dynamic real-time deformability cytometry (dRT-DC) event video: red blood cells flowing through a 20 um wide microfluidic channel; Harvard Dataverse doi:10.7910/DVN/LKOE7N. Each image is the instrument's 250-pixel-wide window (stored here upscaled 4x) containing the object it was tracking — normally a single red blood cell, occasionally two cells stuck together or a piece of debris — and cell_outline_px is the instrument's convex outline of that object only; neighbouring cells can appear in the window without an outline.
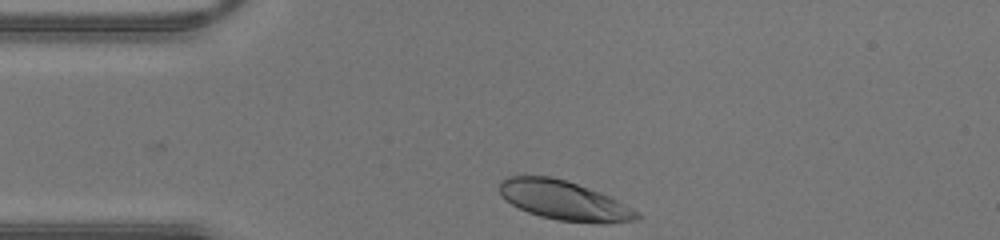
{"species": "human", "species_latin": "Homo sapiens", "temperature_condition": "warm", "stored_images_in_passage": 25, "camera_frame_rate_fps": 3000, "um_per_image_px": 0.085, "donor": {"sex": "male"}, "frame": {"image": 1, "passage_image": 1, "time_ms": 0.0, "image_size_px": [1000, 240], "cell_outline_px": [[640, 216], [636, 220], [604, 224], [600, 224], [556, 220], [540, 216], [528, 212], [504, 200], [496, 188], [500, 180], [508, 176], [552, 176], [600, 192], [640, 212]], "centroid_in_image_um": [47.9, 17.04], "position_along_channel_um": 37.1, "area_um2": 31.62}}
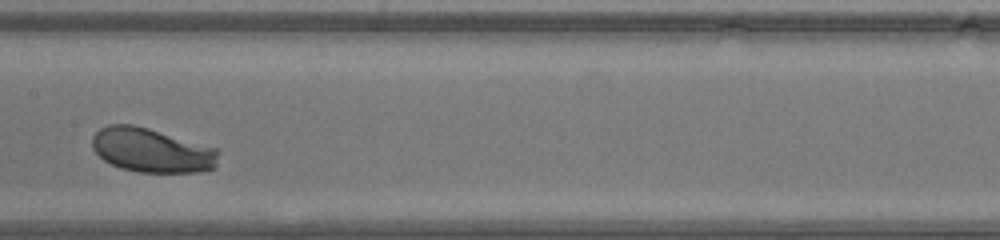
{"frame": {"image": 2, "passage_image": 13, "time_ms": 4.0, "image_size_px": [1000, 240], "cell_outline_px": [[220, 152], [216, 168], [200, 172], [140, 172], [120, 168], [104, 160], [92, 148], [92, 136], [100, 128], [108, 124], [132, 124], [148, 128], [216, 148]], "centroid_in_image_um": [12.9, 12.78], "position_along_channel_um": 194.5, "area_um2": 32.6}}
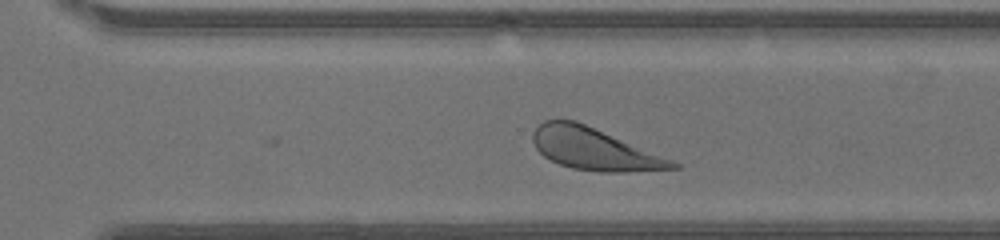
{"frame": {"image": 3, "passage_image": 21, "time_ms": 6.667, "image_size_px": [1000, 240], "cell_outline_px": [[680, 168], [628, 172], [600, 172], [572, 168], [560, 164], [544, 156], [536, 148], [532, 140], [532, 132], [544, 120], [576, 120], [672, 160], [680, 164]], "centroid_in_image_um": [50.49, 12.67], "position_along_channel_um": 320.1, "area_um2": 33.76}}